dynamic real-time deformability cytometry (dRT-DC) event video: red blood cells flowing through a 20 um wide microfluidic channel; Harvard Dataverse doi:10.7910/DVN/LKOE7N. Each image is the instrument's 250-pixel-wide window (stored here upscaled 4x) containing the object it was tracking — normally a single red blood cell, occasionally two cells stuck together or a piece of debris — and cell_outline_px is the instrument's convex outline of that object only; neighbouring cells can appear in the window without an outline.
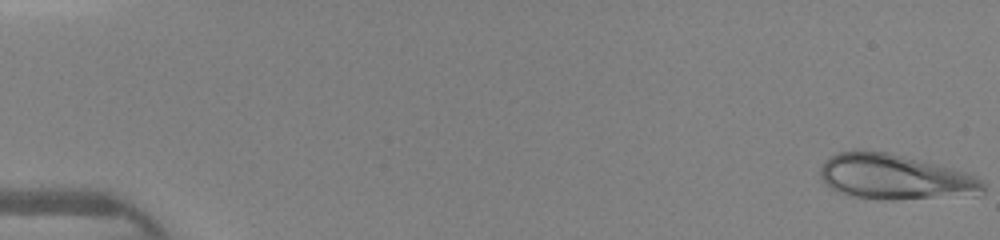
{"species": "human", "species_latin": "Homo sapiens", "temperature_condition": "warm", "stored_images_in_passage": 46, "camera_frame_rate_fps": 3000, "um_per_image_px": 0.085, "donor": {"sex": "female"}, "frame": {"image": 1, "passage_image": 1, "time_ms": 0.0, "image_size_px": [1000, 240], "cell_outline_px": [[984, 192], [976, 196], [896, 200], [888, 200], [852, 196], [840, 192], [832, 188], [820, 176], [820, 168], [824, 160], [840, 152], [888, 152], [964, 172], [976, 176], [984, 180]], "centroid_in_image_um": [76.15, 15.09], "position_along_channel_um": 8.9, "area_um2": 42.48}}
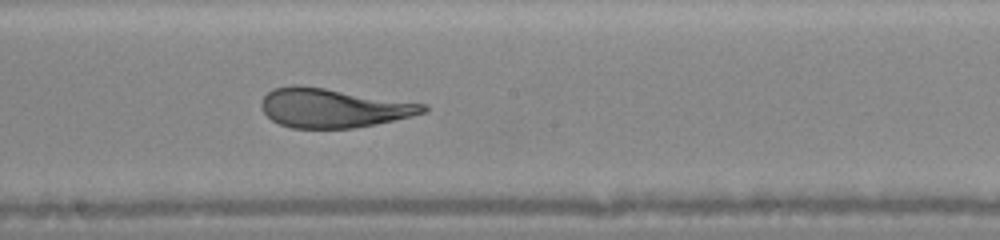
{"frame": {"image": 2, "passage_image": 26, "time_ms": 8.333, "image_size_px": [1000, 240], "cell_outline_px": [[428, 108], [424, 112], [412, 116], [376, 124], [352, 128], [292, 128], [280, 124], [272, 120], [260, 108], [260, 100], [272, 88], [292, 84], [296, 84], [324, 88], [428, 104]], "centroid_in_image_um": [28.29, 9.17], "position_along_channel_um": 219.9, "area_um2": 36.93}}
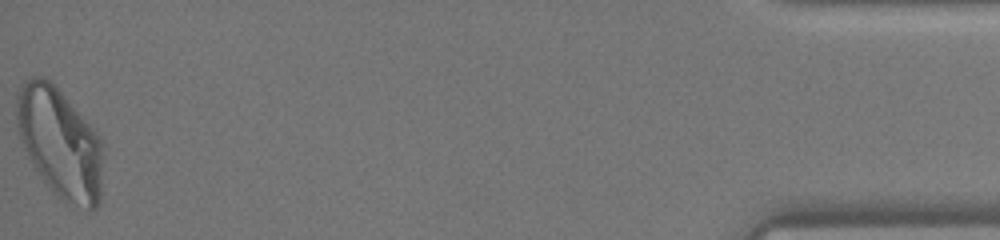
{"frame": {"image": 3, "passage_image": 46, "time_ms": 15.0, "image_size_px": [1000, 240], "cell_outline_px": [[104, 156], [100, 204], [92, 212], [88, 212], [56, 196], [32, 164], [28, 156], [20, 136], [16, 120], [16, 92], [20, 84], [24, 80], [32, 76], [44, 76], [64, 96], [104, 140]], "centroid_in_image_um": [5.13, 12.18], "position_along_channel_um": 430.1, "area_um2": 55.95}}